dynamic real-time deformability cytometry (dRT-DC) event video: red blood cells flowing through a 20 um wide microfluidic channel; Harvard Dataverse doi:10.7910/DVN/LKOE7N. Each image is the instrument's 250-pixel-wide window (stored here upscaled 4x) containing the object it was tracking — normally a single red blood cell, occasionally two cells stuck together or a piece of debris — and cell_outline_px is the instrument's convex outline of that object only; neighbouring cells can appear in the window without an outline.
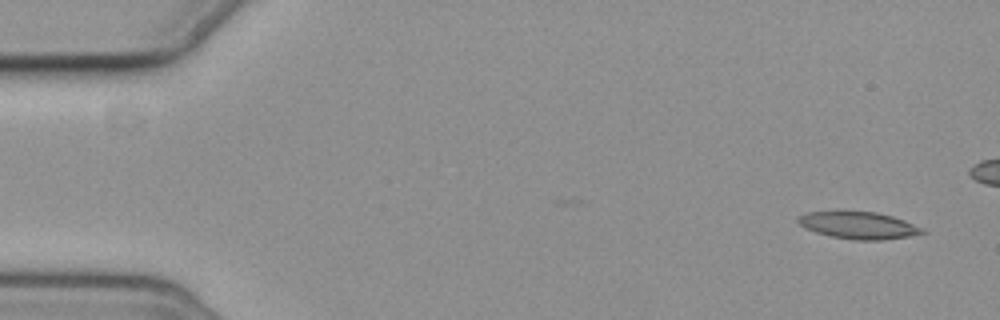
{"species": "common noctule bat (a hibernating species)", "species_latin": "Nyctalus noctula", "temperature_condition": "cold", "stored_images_in_passage": 5, "camera_frame_rate_fps": 3000, "um_per_image_px": 0.085, "animal": {"sex": "female", "body_mass_g": 19.3, "forearm_length_mm": 54.1}, "frame": {"image": 1, "passage_image": 1, "time_ms": 0.0, "image_size_px": [1000, 320], "cell_outline_px": [[928, 232], [908, 236], [880, 240], [856, 240], [832, 236], [816, 232], [800, 224], [796, 220], [796, 216], [808, 212], [840, 208], [876, 212], [892, 216], [904, 220]], "centroid_in_image_um": [72.89, 19.09], "position_along_channel_um": 12.1, "area_um2": 20.11}}